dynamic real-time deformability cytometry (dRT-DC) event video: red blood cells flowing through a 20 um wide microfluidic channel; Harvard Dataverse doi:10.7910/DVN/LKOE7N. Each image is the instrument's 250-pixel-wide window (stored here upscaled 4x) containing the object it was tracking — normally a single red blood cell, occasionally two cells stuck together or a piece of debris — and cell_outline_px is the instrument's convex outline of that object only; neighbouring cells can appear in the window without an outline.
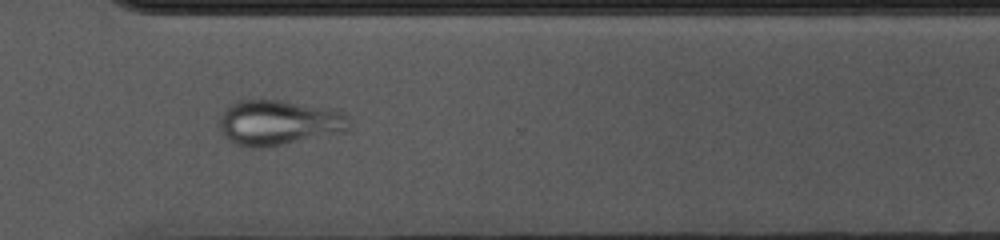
{"species": "common noctule bat (a hibernating species)", "species_latin": "Nyctalus noctula", "temperature_condition": "cold", "stored_images_in_passage": 53, "camera_frame_rate_fps": 3000, "um_per_image_px": 0.085, "animal": {"sex": "female", "body_mass_g": 10.0, "forearm_length_mm": 53.1}, "frame": {"image": 1, "passage_image": 38, "time_ms": 12.333, "image_size_px": [1000, 240], "cell_outline_px": [[352, 128], [348, 132], [284, 144], [260, 148], [252, 148], [236, 144], [228, 140], [224, 136], [220, 128], [220, 116], [224, 108], [228, 104], [236, 100], [284, 100], [344, 112], [348, 116]], "centroid_in_image_um": [23.71, 10.43], "position_along_channel_um": 346.9, "area_um2": 34.68}}